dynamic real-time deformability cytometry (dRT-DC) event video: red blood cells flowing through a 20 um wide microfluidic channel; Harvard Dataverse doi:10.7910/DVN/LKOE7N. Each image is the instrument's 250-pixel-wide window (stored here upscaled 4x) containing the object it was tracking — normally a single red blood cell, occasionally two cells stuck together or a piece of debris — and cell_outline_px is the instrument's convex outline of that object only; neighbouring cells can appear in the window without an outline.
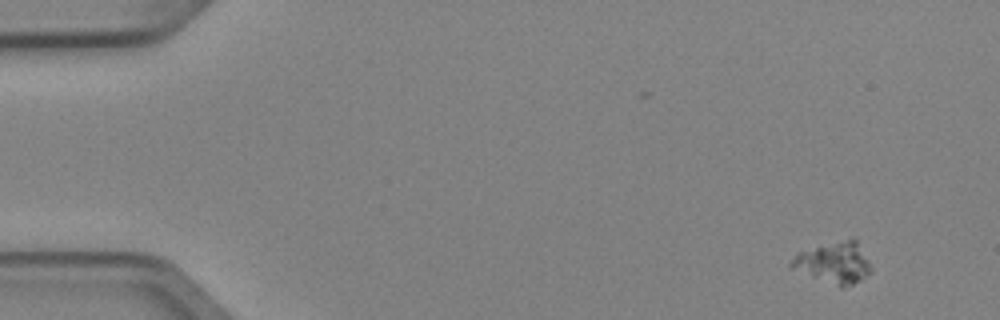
{"species": "Egyptian fruit bat (a non-hibernating species)", "species_latin": "Rousettus aegyptiacus", "temperature_condition": "cold", "stored_images_in_passage": 4, "camera_frame_rate_fps": 3000, "um_per_image_px": 0.085, "animal": {"sex": "female"}, "frame": {"image": 1, "passage_image": 1, "time_ms": 0.0, "image_size_px": [1000, 320], "cell_outline_px": [[872, 272], [860, 280], [844, 288], [840, 288], [788, 268], [788, 264], [800, 252], [852, 236], [856, 240], [872, 268]], "centroid_in_image_um": [70.88, 22.35], "position_along_channel_um": 14.1, "area_um2": 19.25}}